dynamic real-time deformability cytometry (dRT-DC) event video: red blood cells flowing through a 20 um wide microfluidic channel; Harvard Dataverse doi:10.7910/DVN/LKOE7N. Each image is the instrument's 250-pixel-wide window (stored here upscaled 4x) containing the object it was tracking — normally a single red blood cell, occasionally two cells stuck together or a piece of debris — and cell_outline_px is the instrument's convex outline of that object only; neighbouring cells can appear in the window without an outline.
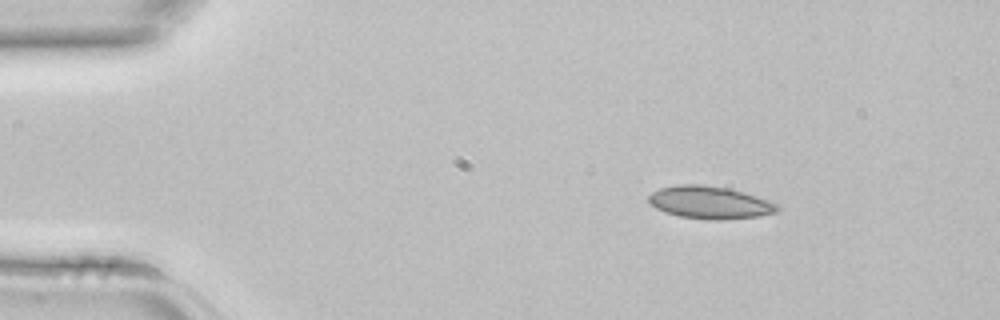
{"species": "common noctule bat (a hibernating species)", "species_latin": "Nyctalus noctula", "temperature_condition": "room temperature", "stored_images_in_passage": 3, "camera_frame_rate_fps": 3000, "um_per_image_px": 0.085, "animal": {"sex": "female", "body_mass_g": 22.7, "forearm_length_mm": 54.2}, "frame": {"image": 1, "passage_image": 1, "time_ms": 0.0, "image_size_px": [1000, 320], "cell_outline_px": [[780, 208], [776, 212], [756, 216], [724, 220], [712, 220], [680, 216], [664, 212], [656, 208], [648, 200], [648, 196], [652, 192], [660, 188], [676, 184], [700, 184], [728, 188], [744, 192], [768, 200], [776, 204]], "centroid_in_image_um": [60.31, 17.2], "position_along_channel_um": 24.7, "area_um2": 24.33}}
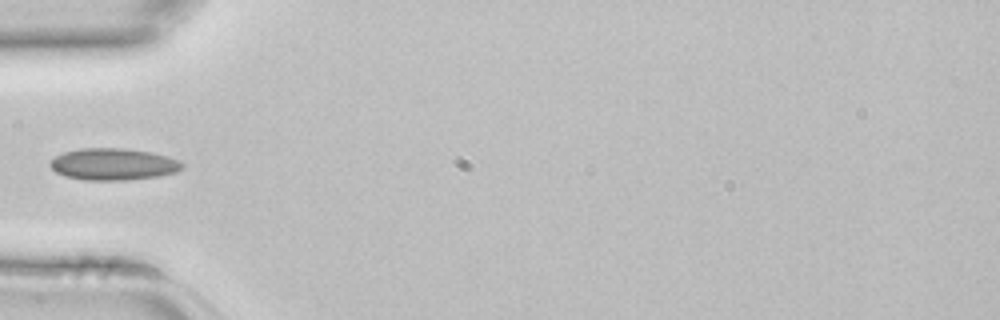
{"frame": {"image": 2, "passage_image": 3, "time_ms": 0.667, "image_size_px": [1000, 320], "cell_outline_px": [[184, 168], [176, 172], [160, 176], [124, 180], [84, 180], [64, 176], [56, 172], [48, 164], [56, 156], [64, 152], [80, 148], [120, 148], [152, 152], [168, 156], [180, 160], [184, 164]], "centroid_in_image_um": [9.66, 13.96], "position_along_channel_um": 75.3, "area_um2": 24.62}}